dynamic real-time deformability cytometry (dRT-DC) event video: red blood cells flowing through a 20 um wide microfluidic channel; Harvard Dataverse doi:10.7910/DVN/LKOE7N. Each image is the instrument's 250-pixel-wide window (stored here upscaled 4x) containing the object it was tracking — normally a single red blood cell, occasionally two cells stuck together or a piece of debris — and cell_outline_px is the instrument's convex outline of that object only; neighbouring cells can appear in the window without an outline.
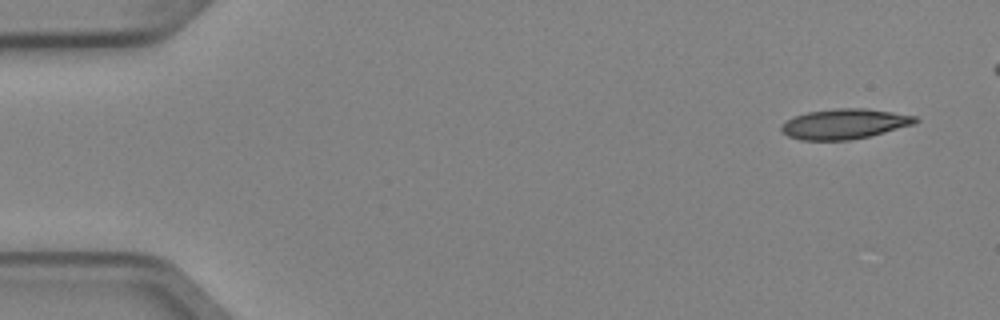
{"species": "Egyptian fruit bat (a non-hibernating species)", "species_latin": "Rousettus aegyptiacus", "temperature_condition": "cold", "stored_images_in_passage": 5, "camera_frame_rate_fps": 3000, "um_per_image_px": 0.085, "animal": {"sex": "female"}, "frame": {"image": 1, "passage_image": 1, "time_ms": 0.0, "image_size_px": [1000, 320], "cell_outline_px": [[920, 120], [916, 124], [852, 140], [800, 140], [788, 136], [780, 132], [780, 128], [788, 120], [796, 116], [808, 112], [840, 108], [868, 108], [916, 116]], "centroid_in_image_um": [71.81, 10.53], "position_along_channel_um": 13.2, "area_um2": 23.47}}